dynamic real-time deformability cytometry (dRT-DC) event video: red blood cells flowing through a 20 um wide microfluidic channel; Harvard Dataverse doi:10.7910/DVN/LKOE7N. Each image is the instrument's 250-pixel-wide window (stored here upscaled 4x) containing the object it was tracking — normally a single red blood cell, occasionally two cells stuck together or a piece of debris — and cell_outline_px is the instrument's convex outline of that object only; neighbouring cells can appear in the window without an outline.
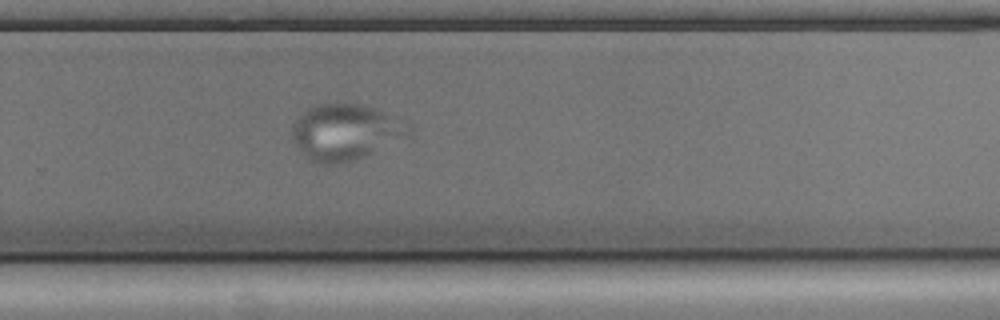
{"species": "common noctule bat (a hibernating species)", "species_latin": "Nyctalus noctula", "temperature_condition": "cold", "stored_images_in_passage": 57, "camera_frame_rate_fps": 3000, "um_per_image_px": 0.085, "animal": {"sex": "male", "body_mass_g": 17.9, "forearm_length_mm": 54.2}, "frame": {"image": 1, "passage_image": 36, "time_ms": 11.667, "image_size_px": [1000, 320], "cell_outline_px": [[412, 132], [408, 136], [352, 160], [336, 164], [324, 164], [312, 160], [300, 152], [292, 136], [292, 124], [296, 116], [308, 108], [320, 104], [356, 104], [372, 108], [388, 116]], "centroid_in_image_um": [29.21, 11.23], "position_along_channel_um": 300.6, "area_um2": 36.47}}